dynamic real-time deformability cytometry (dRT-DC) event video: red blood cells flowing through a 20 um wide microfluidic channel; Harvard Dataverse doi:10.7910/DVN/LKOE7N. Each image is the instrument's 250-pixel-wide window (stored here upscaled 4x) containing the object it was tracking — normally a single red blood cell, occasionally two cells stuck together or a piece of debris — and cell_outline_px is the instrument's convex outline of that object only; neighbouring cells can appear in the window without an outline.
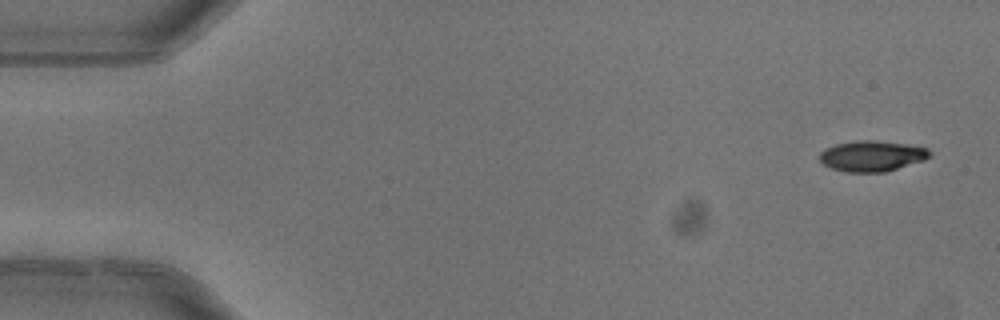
{"species": "common noctule bat (a hibernating species)", "species_latin": "Nyctalus noctula", "temperature_condition": "warm", "stored_images_in_passage": 5, "camera_frame_rate_fps": 3000, "um_per_image_px": 0.085, "animal": {"sex": "female"}, "frame": {"image": 1, "passage_image": 1, "time_ms": 0.0, "image_size_px": [1000, 320], "cell_outline_px": [[932, 152], [924, 160], [884, 172], [844, 172], [832, 168], [824, 164], [820, 160], [820, 152], [824, 148], [836, 144], [856, 140], [876, 140], [904, 144], [928, 148]], "centroid_in_image_um": [74.09, 13.25], "position_along_channel_um": 10.9, "area_um2": 19.59}}
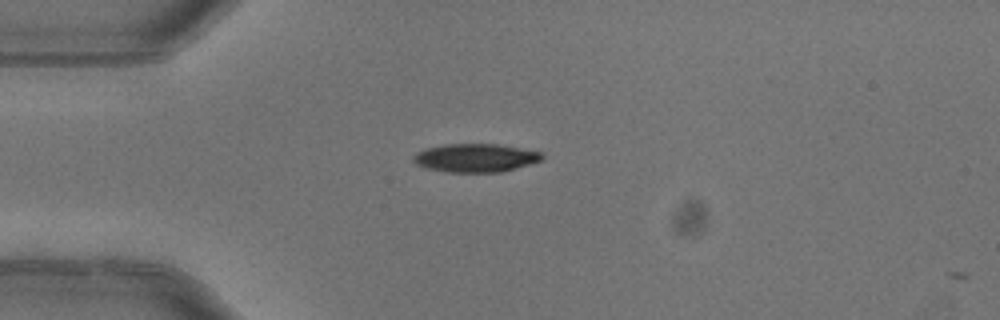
{"frame": {"image": 2, "passage_image": 4, "time_ms": 1.0, "image_size_px": [1000, 320], "cell_outline_px": [[544, 160], [516, 168], [500, 172], [448, 172], [428, 168], [416, 164], [412, 160], [416, 152], [424, 148], [444, 144], [496, 144], [544, 152]], "centroid_in_image_um": [40.44, 13.41], "position_along_channel_um": 44.6, "area_um2": 21.39}}